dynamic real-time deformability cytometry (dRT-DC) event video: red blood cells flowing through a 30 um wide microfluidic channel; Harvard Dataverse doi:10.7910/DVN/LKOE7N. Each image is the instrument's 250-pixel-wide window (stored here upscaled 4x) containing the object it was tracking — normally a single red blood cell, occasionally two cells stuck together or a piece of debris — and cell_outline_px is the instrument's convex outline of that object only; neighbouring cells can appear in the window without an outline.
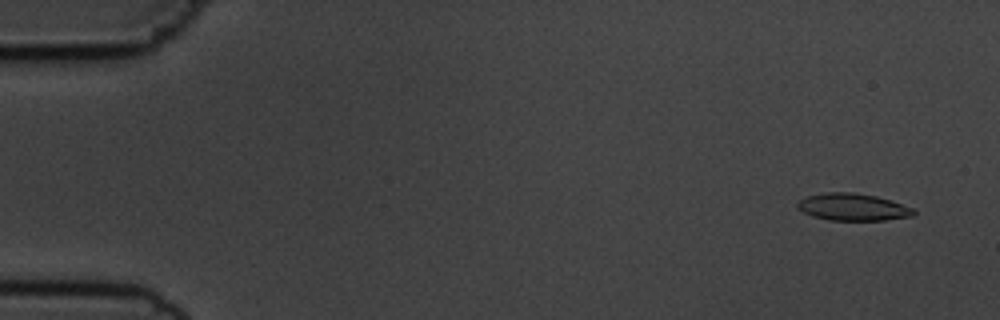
{"species": "common noctule bat (a hibernating species)", "species_latin": "Nyctalus noctula", "temperature_condition": "cold", "stored_images_in_passage": 8, "camera_frame_rate_fps": 3000, "um_per_image_px": 0.085, "animal": {"sex": "male", "body_mass_g": 19.5, "forearm_length_mm": 54.6}, "frame": {"image": 1, "passage_image": 1, "time_ms": 0.0, "image_size_px": [1000, 320], "cell_outline_px": [[916, 212], [912, 216], [884, 220], [828, 220], [812, 216], [796, 208], [796, 204], [800, 200], [808, 196], [824, 192], [852, 192], [876, 196], [912, 208]], "centroid_in_image_um": [72.44, 17.6], "position_along_channel_um": 12.6, "area_um2": 18.21}}
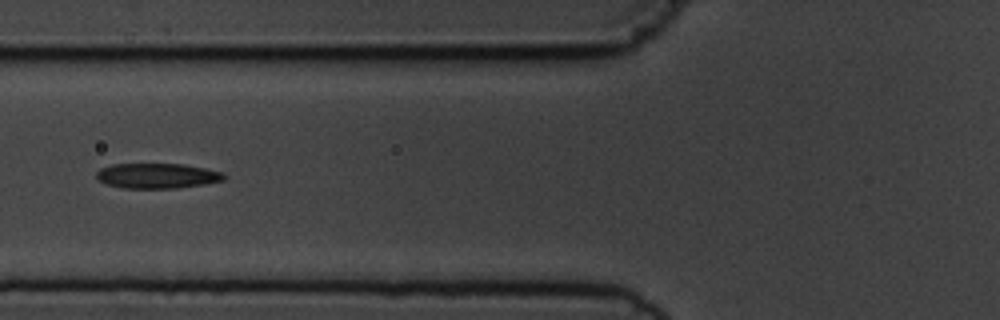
{"frame": {"image": 2, "passage_image": 6, "time_ms": 6.0, "image_size_px": [1000, 320], "cell_outline_px": [[228, 176], [224, 180], [204, 184], [176, 188], [120, 188], [96, 180], [96, 172], [100, 168], [112, 164], [184, 164], [224, 172]], "centroid_in_image_um": [13.36, 14.94], "position_along_channel_um": 112.4, "area_um2": 18.84}}
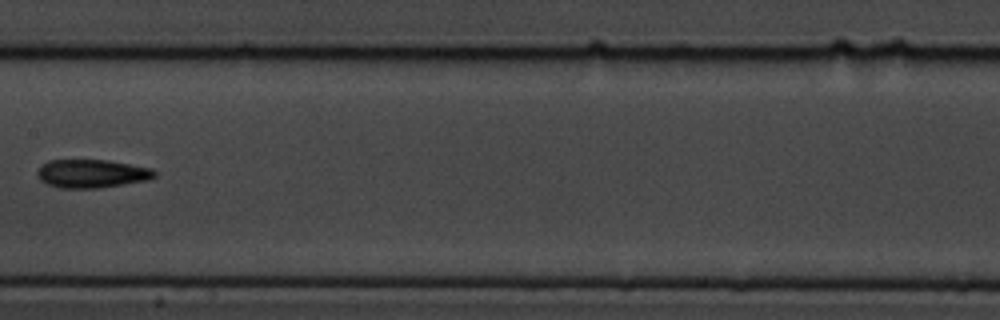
{"frame": {"image": 3, "passage_image": 8, "time_ms": 8.333, "image_size_px": [1000, 320], "cell_outline_px": [[156, 176], [148, 180], [96, 188], [60, 188], [48, 184], [40, 180], [36, 172], [40, 164], [48, 160], [108, 160], [152, 168], [156, 172]], "centroid_in_image_um": [7.77, 14.75], "position_along_channel_um": 199.6, "area_um2": 19.42}}